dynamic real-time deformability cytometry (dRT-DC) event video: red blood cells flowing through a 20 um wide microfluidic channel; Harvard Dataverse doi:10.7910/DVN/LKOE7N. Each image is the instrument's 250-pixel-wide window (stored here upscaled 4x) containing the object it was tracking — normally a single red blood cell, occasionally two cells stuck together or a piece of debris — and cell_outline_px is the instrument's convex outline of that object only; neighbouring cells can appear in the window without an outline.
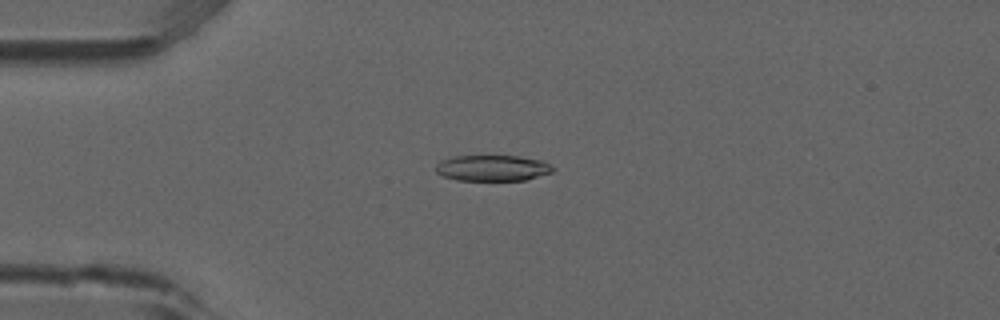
{"species": "common noctule bat (a hibernating species)", "species_latin": "Nyctalus noctula", "temperature_condition": "room temperature", "stored_images_in_passage": 5, "camera_frame_rate_fps": 3000, "um_per_image_px": 0.085, "animal": {"sex": "male", "forearm_length_mm": 52.5}, "frame": {"image": 1, "passage_image": 3, "time_ms": 0.667, "image_size_px": [1000, 320], "cell_outline_px": [[552, 172], [524, 180], [456, 180], [444, 176], [436, 172], [436, 164], [440, 160], [452, 156], [520, 156], [544, 160], [552, 168]], "centroid_in_image_um": [41.83, 14.27], "position_along_channel_um": 43.2, "area_um2": 17.63}}
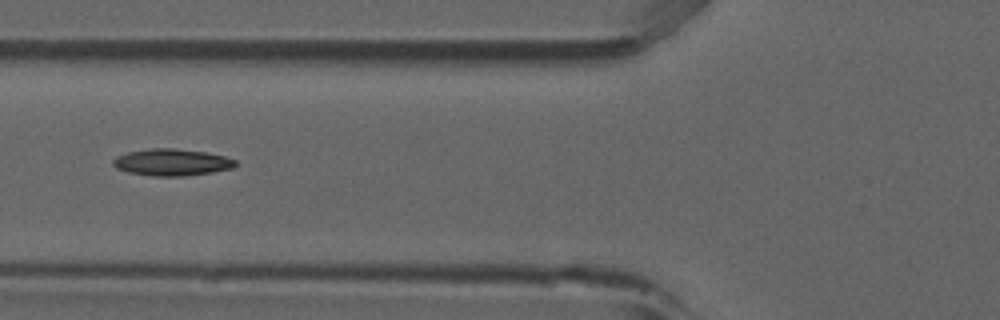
{"frame": {"image": 2, "passage_image": 5, "time_ms": 1.333, "image_size_px": [1000, 320], "cell_outline_px": [[236, 164], [232, 168], [212, 172], [184, 176], [152, 176], [128, 172], [116, 168], [112, 164], [112, 160], [116, 156], [128, 152], [148, 148], [176, 148], [204, 152], [224, 156], [236, 160]], "centroid_in_image_um": [14.57, 13.79], "position_along_channel_um": 111.2, "area_um2": 19.13}}